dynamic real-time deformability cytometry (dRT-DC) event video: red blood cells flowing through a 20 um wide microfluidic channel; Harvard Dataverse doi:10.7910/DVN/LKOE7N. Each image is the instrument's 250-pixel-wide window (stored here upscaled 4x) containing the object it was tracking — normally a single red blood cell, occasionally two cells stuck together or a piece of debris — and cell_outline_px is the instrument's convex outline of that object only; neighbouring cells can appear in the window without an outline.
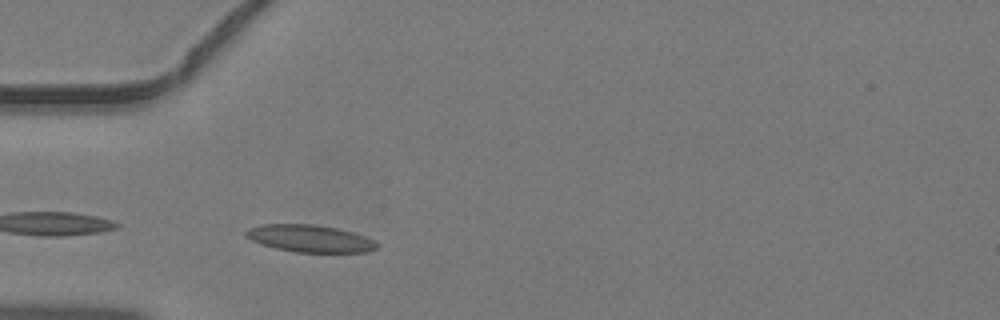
{"species": "common noctule bat (a hibernating species)", "species_latin": "Nyctalus noctula", "temperature_condition": "warm", "stored_images_in_passage": 38, "camera_frame_rate_fps": 3000, "um_per_image_px": 0.085, "animal": {"sex": "male", "body_mass_g": 19.2, "forearm_length_mm": 51.8}, "frame": {"image": 1, "passage_image": 7, "time_ms": 2.0, "image_size_px": [1000, 320], "cell_outline_px": [[380, 244], [376, 248], [368, 252], [296, 252], [276, 248], [252, 240], [244, 236], [244, 232], [248, 228], [260, 224], [312, 224], [336, 228], [352, 232], [376, 240]], "centroid_in_image_um": [26.35, 20.27], "position_along_channel_um": 58.6, "area_um2": 20.75}}
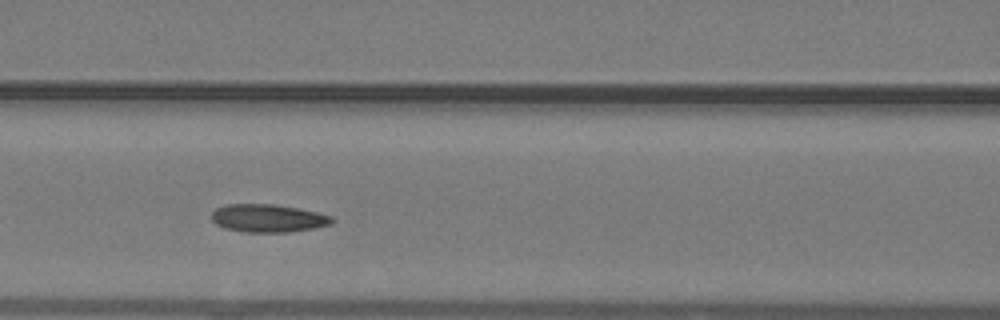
{"frame": {"image": 2, "passage_image": 13, "time_ms": 4.0, "image_size_px": [1000, 320], "cell_outline_px": [[336, 220], [332, 224], [312, 228], [288, 232], [248, 232], [224, 228], [216, 224], [212, 220], [212, 212], [216, 208], [224, 204], [272, 204], [296, 208], [316, 212], [332, 216]], "centroid_in_image_um": [22.77, 18.54], "position_along_channel_um": 143.8, "area_um2": 19.54}}
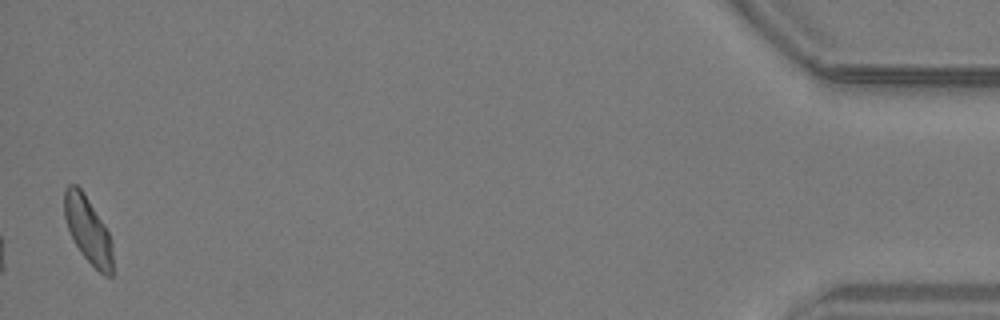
{"frame": {"image": 3, "passage_image": 38, "time_ms": 12.333, "image_size_px": [1000, 320], "cell_outline_px": [[112, 276], [104, 276], [80, 252], [72, 240], [64, 216], [64, 188], [68, 184], [76, 184], [84, 192], [104, 224], [112, 240]], "centroid_in_image_um": [7.46, 19.52], "position_along_channel_um": 427.7, "area_um2": 18.79}}